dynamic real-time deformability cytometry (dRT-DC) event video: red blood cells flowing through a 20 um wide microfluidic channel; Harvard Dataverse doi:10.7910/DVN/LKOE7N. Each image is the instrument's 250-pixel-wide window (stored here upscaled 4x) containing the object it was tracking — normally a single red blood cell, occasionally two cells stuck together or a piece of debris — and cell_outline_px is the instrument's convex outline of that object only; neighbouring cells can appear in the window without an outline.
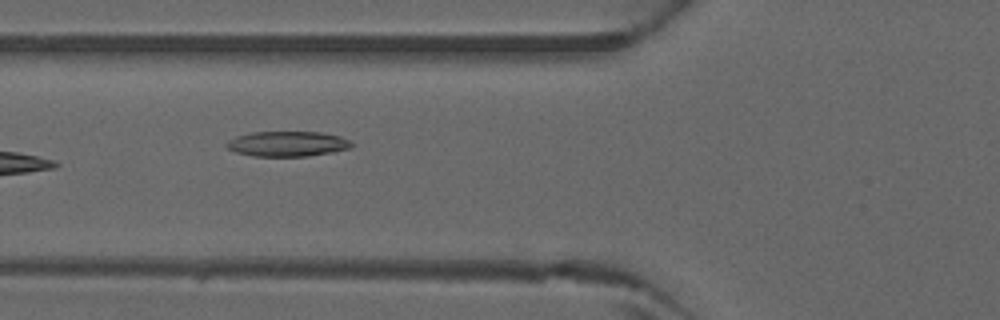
{"species": "common noctule bat (a hibernating species)", "species_latin": "Nyctalus noctula", "temperature_condition": "warm", "stored_images_in_passage": 29, "camera_frame_rate_fps": 3000, "um_per_image_px": 0.085, "animal": {"sex": "male", "forearm_length_mm": 52.5}, "frame": {"image": 1, "passage_image": 2, "time_ms": 0.333, "image_size_px": [1000, 320], "cell_outline_px": [[356, 144], [352, 148], [332, 152], [308, 156], [252, 156], [236, 152], [228, 148], [224, 144], [228, 140], [236, 136], [252, 132], [320, 132], [340, 136]], "centroid_in_image_um": [24.45, 12.23], "position_along_channel_um": 101.4, "area_um2": 18.44}}